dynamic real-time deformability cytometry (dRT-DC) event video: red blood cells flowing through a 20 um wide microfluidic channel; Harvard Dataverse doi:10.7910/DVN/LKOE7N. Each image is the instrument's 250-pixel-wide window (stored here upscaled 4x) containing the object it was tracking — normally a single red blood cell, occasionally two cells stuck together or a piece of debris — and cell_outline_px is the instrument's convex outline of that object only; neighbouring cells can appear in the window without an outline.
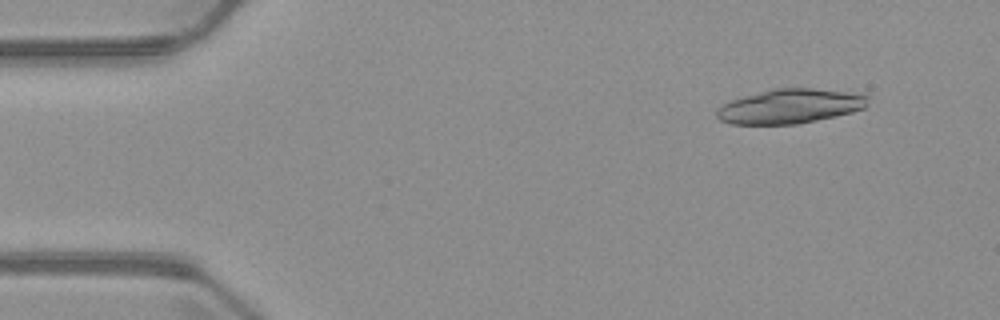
{"species": "common noctule bat (a hibernating species)", "species_latin": "Nyctalus noctula", "temperature_condition": "warm", "stored_images_in_passage": 5, "camera_frame_rate_fps": 3000, "um_per_image_px": 0.085, "animal": {"sex": "male", "body_mass_g": 23.1, "forearm_length_mm": 52.7}, "frame": {"image": 1, "passage_image": 2, "time_ms": 1.333, "image_size_px": [1000, 320], "cell_outline_px": [[868, 104], [864, 108], [852, 112], [836, 116], [796, 124], [732, 124], [720, 120], [716, 116], [716, 108], [732, 100], [744, 96], [772, 88], [812, 88], [844, 92], [868, 96]], "centroid_in_image_um": [67.12, 9.04], "position_along_channel_um": 17.9, "area_um2": 30.11}}